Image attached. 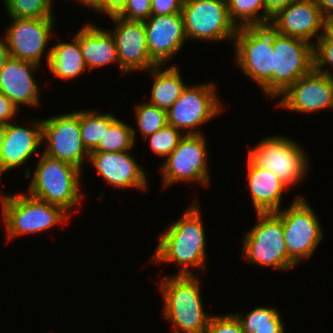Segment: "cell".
Instances as JSON below:
<instances>
[{"mask_svg": "<svg viewBox=\"0 0 333 333\" xmlns=\"http://www.w3.org/2000/svg\"><path fill=\"white\" fill-rule=\"evenodd\" d=\"M164 277L158 283L164 299L162 315L174 326L172 333H205L212 315L204 311L199 278L195 275Z\"/></svg>", "mask_w": 333, "mask_h": 333, "instance_id": "cell-2", "label": "cell"}, {"mask_svg": "<svg viewBox=\"0 0 333 333\" xmlns=\"http://www.w3.org/2000/svg\"><path fill=\"white\" fill-rule=\"evenodd\" d=\"M257 223L242 241L243 256L255 266L289 270L296 264L288 257L282 217L277 212L257 213Z\"/></svg>", "mask_w": 333, "mask_h": 333, "instance_id": "cell-6", "label": "cell"}, {"mask_svg": "<svg viewBox=\"0 0 333 333\" xmlns=\"http://www.w3.org/2000/svg\"><path fill=\"white\" fill-rule=\"evenodd\" d=\"M144 26L149 55L158 66L174 58L187 40L181 13L151 15Z\"/></svg>", "mask_w": 333, "mask_h": 333, "instance_id": "cell-18", "label": "cell"}, {"mask_svg": "<svg viewBox=\"0 0 333 333\" xmlns=\"http://www.w3.org/2000/svg\"><path fill=\"white\" fill-rule=\"evenodd\" d=\"M10 58V52L7 46L5 37L0 38V70L4 67L7 60Z\"/></svg>", "mask_w": 333, "mask_h": 333, "instance_id": "cell-41", "label": "cell"}, {"mask_svg": "<svg viewBox=\"0 0 333 333\" xmlns=\"http://www.w3.org/2000/svg\"><path fill=\"white\" fill-rule=\"evenodd\" d=\"M325 21L317 0H294L271 18L269 26L277 33L313 45L312 38L316 36L318 41L325 32Z\"/></svg>", "mask_w": 333, "mask_h": 333, "instance_id": "cell-17", "label": "cell"}, {"mask_svg": "<svg viewBox=\"0 0 333 333\" xmlns=\"http://www.w3.org/2000/svg\"><path fill=\"white\" fill-rule=\"evenodd\" d=\"M184 135V131L181 132L167 124L144 139L149 140L150 148L155 154L167 157L177 147L178 142Z\"/></svg>", "mask_w": 333, "mask_h": 333, "instance_id": "cell-32", "label": "cell"}, {"mask_svg": "<svg viewBox=\"0 0 333 333\" xmlns=\"http://www.w3.org/2000/svg\"><path fill=\"white\" fill-rule=\"evenodd\" d=\"M181 14L187 40L234 42L238 26L229 16L227 0H187Z\"/></svg>", "mask_w": 333, "mask_h": 333, "instance_id": "cell-9", "label": "cell"}, {"mask_svg": "<svg viewBox=\"0 0 333 333\" xmlns=\"http://www.w3.org/2000/svg\"><path fill=\"white\" fill-rule=\"evenodd\" d=\"M41 123L42 144H46L43 153L82 170V165L89 159L90 153L81 138L79 111L42 119Z\"/></svg>", "mask_w": 333, "mask_h": 333, "instance_id": "cell-13", "label": "cell"}, {"mask_svg": "<svg viewBox=\"0 0 333 333\" xmlns=\"http://www.w3.org/2000/svg\"><path fill=\"white\" fill-rule=\"evenodd\" d=\"M129 151L90 152V161L105 182L115 188L148 190L146 171Z\"/></svg>", "mask_w": 333, "mask_h": 333, "instance_id": "cell-19", "label": "cell"}, {"mask_svg": "<svg viewBox=\"0 0 333 333\" xmlns=\"http://www.w3.org/2000/svg\"><path fill=\"white\" fill-rule=\"evenodd\" d=\"M247 183L256 213L278 212L284 190L288 186L271 171L247 159Z\"/></svg>", "mask_w": 333, "mask_h": 333, "instance_id": "cell-22", "label": "cell"}, {"mask_svg": "<svg viewBox=\"0 0 333 333\" xmlns=\"http://www.w3.org/2000/svg\"><path fill=\"white\" fill-rule=\"evenodd\" d=\"M325 33L333 39V18L327 19L325 21Z\"/></svg>", "mask_w": 333, "mask_h": 333, "instance_id": "cell-43", "label": "cell"}, {"mask_svg": "<svg viewBox=\"0 0 333 333\" xmlns=\"http://www.w3.org/2000/svg\"><path fill=\"white\" fill-rule=\"evenodd\" d=\"M134 112L143 139L167 125V111L148 102L137 104Z\"/></svg>", "mask_w": 333, "mask_h": 333, "instance_id": "cell-31", "label": "cell"}, {"mask_svg": "<svg viewBox=\"0 0 333 333\" xmlns=\"http://www.w3.org/2000/svg\"><path fill=\"white\" fill-rule=\"evenodd\" d=\"M277 213L282 217L288 257L297 265L311 257L323 239L319 218L302 195Z\"/></svg>", "mask_w": 333, "mask_h": 333, "instance_id": "cell-8", "label": "cell"}, {"mask_svg": "<svg viewBox=\"0 0 333 333\" xmlns=\"http://www.w3.org/2000/svg\"><path fill=\"white\" fill-rule=\"evenodd\" d=\"M40 67L37 64L11 57L0 70V92L4 93L16 106L40 105L38 83L33 72Z\"/></svg>", "mask_w": 333, "mask_h": 333, "instance_id": "cell-21", "label": "cell"}, {"mask_svg": "<svg viewBox=\"0 0 333 333\" xmlns=\"http://www.w3.org/2000/svg\"><path fill=\"white\" fill-rule=\"evenodd\" d=\"M9 17L55 18L52 0H3Z\"/></svg>", "mask_w": 333, "mask_h": 333, "instance_id": "cell-30", "label": "cell"}, {"mask_svg": "<svg viewBox=\"0 0 333 333\" xmlns=\"http://www.w3.org/2000/svg\"><path fill=\"white\" fill-rule=\"evenodd\" d=\"M325 20L333 18V0H317Z\"/></svg>", "mask_w": 333, "mask_h": 333, "instance_id": "cell-40", "label": "cell"}, {"mask_svg": "<svg viewBox=\"0 0 333 333\" xmlns=\"http://www.w3.org/2000/svg\"><path fill=\"white\" fill-rule=\"evenodd\" d=\"M2 219L7 238L43 233L72 215L61 207L34 198L26 193L0 194Z\"/></svg>", "mask_w": 333, "mask_h": 333, "instance_id": "cell-4", "label": "cell"}, {"mask_svg": "<svg viewBox=\"0 0 333 333\" xmlns=\"http://www.w3.org/2000/svg\"><path fill=\"white\" fill-rule=\"evenodd\" d=\"M38 159L27 193L59 206L69 214L82 200L80 181L83 170L45 153H41Z\"/></svg>", "mask_w": 333, "mask_h": 333, "instance_id": "cell-3", "label": "cell"}, {"mask_svg": "<svg viewBox=\"0 0 333 333\" xmlns=\"http://www.w3.org/2000/svg\"><path fill=\"white\" fill-rule=\"evenodd\" d=\"M128 0H103L101 6L96 12L104 13L106 15L116 16L126 6Z\"/></svg>", "mask_w": 333, "mask_h": 333, "instance_id": "cell-38", "label": "cell"}, {"mask_svg": "<svg viewBox=\"0 0 333 333\" xmlns=\"http://www.w3.org/2000/svg\"><path fill=\"white\" fill-rule=\"evenodd\" d=\"M78 41L89 71L112 63L119 65L116 43L107 29L86 23L78 31Z\"/></svg>", "mask_w": 333, "mask_h": 333, "instance_id": "cell-23", "label": "cell"}, {"mask_svg": "<svg viewBox=\"0 0 333 333\" xmlns=\"http://www.w3.org/2000/svg\"><path fill=\"white\" fill-rule=\"evenodd\" d=\"M272 100L314 68L313 45L273 30Z\"/></svg>", "mask_w": 333, "mask_h": 333, "instance_id": "cell-12", "label": "cell"}, {"mask_svg": "<svg viewBox=\"0 0 333 333\" xmlns=\"http://www.w3.org/2000/svg\"><path fill=\"white\" fill-rule=\"evenodd\" d=\"M17 106L2 92H0V124H9L18 113ZM11 120V121H9Z\"/></svg>", "mask_w": 333, "mask_h": 333, "instance_id": "cell-37", "label": "cell"}, {"mask_svg": "<svg viewBox=\"0 0 333 333\" xmlns=\"http://www.w3.org/2000/svg\"><path fill=\"white\" fill-rule=\"evenodd\" d=\"M297 143L288 137L269 136L259 141L255 148H249L247 158L256 166L271 171L290 188L304 181L309 173L308 156Z\"/></svg>", "mask_w": 333, "mask_h": 333, "instance_id": "cell-7", "label": "cell"}, {"mask_svg": "<svg viewBox=\"0 0 333 333\" xmlns=\"http://www.w3.org/2000/svg\"><path fill=\"white\" fill-rule=\"evenodd\" d=\"M235 313L244 333H284L285 327L277 308L259 306L247 315Z\"/></svg>", "mask_w": 333, "mask_h": 333, "instance_id": "cell-26", "label": "cell"}, {"mask_svg": "<svg viewBox=\"0 0 333 333\" xmlns=\"http://www.w3.org/2000/svg\"><path fill=\"white\" fill-rule=\"evenodd\" d=\"M205 333H244L235 314L211 316Z\"/></svg>", "mask_w": 333, "mask_h": 333, "instance_id": "cell-34", "label": "cell"}, {"mask_svg": "<svg viewBox=\"0 0 333 333\" xmlns=\"http://www.w3.org/2000/svg\"><path fill=\"white\" fill-rule=\"evenodd\" d=\"M294 0H264L266 11V25L270 24L271 18L280 10L287 7Z\"/></svg>", "mask_w": 333, "mask_h": 333, "instance_id": "cell-39", "label": "cell"}, {"mask_svg": "<svg viewBox=\"0 0 333 333\" xmlns=\"http://www.w3.org/2000/svg\"><path fill=\"white\" fill-rule=\"evenodd\" d=\"M219 98L212 82L187 85L167 111V124L181 132L187 131V135L202 134L197 127L221 114L223 103Z\"/></svg>", "mask_w": 333, "mask_h": 333, "instance_id": "cell-11", "label": "cell"}, {"mask_svg": "<svg viewBox=\"0 0 333 333\" xmlns=\"http://www.w3.org/2000/svg\"><path fill=\"white\" fill-rule=\"evenodd\" d=\"M5 32L10 56L40 66L47 43L54 30L55 18L10 17Z\"/></svg>", "mask_w": 333, "mask_h": 333, "instance_id": "cell-14", "label": "cell"}, {"mask_svg": "<svg viewBox=\"0 0 333 333\" xmlns=\"http://www.w3.org/2000/svg\"><path fill=\"white\" fill-rule=\"evenodd\" d=\"M313 57L314 69L331 77L332 71L325 69V65L333 66V39L325 32L318 41H313Z\"/></svg>", "mask_w": 333, "mask_h": 333, "instance_id": "cell-33", "label": "cell"}, {"mask_svg": "<svg viewBox=\"0 0 333 333\" xmlns=\"http://www.w3.org/2000/svg\"><path fill=\"white\" fill-rule=\"evenodd\" d=\"M227 7L231 20L238 27L266 26L264 0H227ZM261 8L262 15L259 13Z\"/></svg>", "mask_w": 333, "mask_h": 333, "instance_id": "cell-29", "label": "cell"}, {"mask_svg": "<svg viewBox=\"0 0 333 333\" xmlns=\"http://www.w3.org/2000/svg\"><path fill=\"white\" fill-rule=\"evenodd\" d=\"M31 127L7 124L3 145L0 150V173L23 166L31 156L39 155L42 144V123L30 122ZM33 126V127H32ZM38 149V150H37Z\"/></svg>", "mask_w": 333, "mask_h": 333, "instance_id": "cell-20", "label": "cell"}, {"mask_svg": "<svg viewBox=\"0 0 333 333\" xmlns=\"http://www.w3.org/2000/svg\"><path fill=\"white\" fill-rule=\"evenodd\" d=\"M197 199L178 221L158 236V246L151 262L173 263L179 266L175 275H194L188 268L206 270V235ZM153 259V260H152Z\"/></svg>", "mask_w": 333, "mask_h": 333, "instance_id": "cell-1", "label": "cell"}, {"mask_svg": "<svg viewBox=\"0 0 333 333\" xmlns=\"http://www.w3.org/2000/svg\"><path fill=\"white\" fill-rule=\"evenodd\" d=\"M7 125L0 124V150L4 142Z\"/></svg>", "mask_w": 333, "mask_h": 333, "instance_id": "cell-44", "label": "cell"}, {"mask_svg": "<svg viewBox=\"0 0 333 333\" xmlns=\"http://www.w3.org/2000/svg\"><path fill=\"white\" fill-rule=\"evenodd\" d=\"M182 5V0H151V15L181 13Z\"/></svg>", "mask_w": 333, "mask_h": 333, "instance_id": "cell-36", "label": "cell"}, {"mask_svg": "<svg viewBox=\"0 0 333 333\" xmlns=\"http://www.w3.org/2000/svg\"><path fill=\"white\" fill-rule=\"evenodd\" d=\"M278 97L282 98L277 106L294 112L305 114L322 109L333 110L332 79L313 68Z\"/></svg>", "mask_w": 333, "mask_h": 333, "instance_id": "cell-15", "label": "cell"}, {"mask_svg": "<svg viewBox=\"0 0 333 333\" xmlns=\"http://www.w3.org/2000/svg\"><path fill=\"white\" fill-rule=\"evenodd\" d=\"M161 69V66L149 69L154 82L148 103L168 111L187 85L183 83L180 70L176 65L171 64L168 68Z\"/></svg>", "mask_w": 333, "mask_h": 333, "instance_id": "cell-25", "label": "cell"}, {"mask_svg": "<svg viewBox=\"0 0 333 333\" xmlns=\"http://www.w3.org/2000/svg\"><path fill=\"white\" fill-rule=\"evenodd\" d=\"M119 68L122 75L134 71H145L158 66L150 57L146 44L144 21L126 20L111 16Z\"/></svg>", "mask_w": 333, "mask_h": 333, "instance_id": "cell-16", "label": "cell"}, {"mask_svg": "<svg viewBox=\"0 0 333 333\" xmlns=\"http://www.w3.org/2000/svg\"><path fill=\"white\" fill-rule=\"evenodd\" d=\"M206 147L204 134H185L160 167L164 187L185 181L207 187L210 175Z\"/></svg>", "mask_w": 333, "mask_h": 333, "instance_id": "cell-10", "label": "cell"}, {"mask_svg": "<svg viewBox=\"0 0 333 333\" xmlns=\"http://www.w3.org/2000/svg\"><path fill=\"white\" fill-rule=\"evenodd\" d=\"M115 118L110 112L97 114L93 110L79 111L81 138L89 153L97 148L109 124Z\"/></svg>", "mask_w": 333, "mask_h": 333, "instance_id": "cell-27", "label": "cell"}, {"mask_svg": "<svg viewBox=\"0 0 333 333\" xmlns=\"http://www.w3.org/2000/svg\"><path fill=\"white\" fill-rule=\"evenodd\" d=\"M135 133L136 130L133 126L115 118L109 124L97 148L92 152L131 151L136 142L135 138H137Z\"/></svg>", "mask_w": 333, "mask_h": 333, "instance_id": "cell-28", "label": "cell"}, {"mask_svg": "<svg viewBox=\"0 0 333 333\" xmlns=\"http://www.w3.org/2000/svg\"><path fill=\"white\" fill-rule=\"evenodd\" d=\"M232 44L240 70L272 99L273 29L269 25L238 27Z\"/></svg>", "mask_w": 333, "mask_h": 333, "instance_id": "cell-5", "label": "cell"}, {"mask_svg": "<svg viewBox=\"0 0 333 333\" xmlns=\"http://www.w3.org/2000/svg\"><path fill=\"white\" fill-rule=\"evenodd\" d=\"M71 41H60L53 45L46 57L52 74L64 80L75 78L87 69L79 46L78 32Z\"/></svg>", "mask_w": 333, "mask_h": 333, "instance_id": "cell-24", "label": "cell"}, {"mask_svg": "<svg viewBox=\"0 0 333 333\" xmlns=\"http://www.w3.org/2000/svg\"><path fill=\"white\" fill-rule=\"evenodd\" d=\"M117 16L126 20L145 21L151 16V0H128Z\"/></svg>", "mask_w": 333, "mask_h": 333, "instance_id": "cell-35", "label": "cell"}, {"mask_svg": "<svg viewBox=\"0 0 333 333\" xmlns=\"http://www.w3.org/2000/svg\"><path fill=\"white\" fill-rule=\"evenodd\" d=\"M80 4L87 6L96 11L102 4L103 0H78Z\"/></svg>", "mask_w": 333, "mask_h": 333, "instance_id": "cell-42", "label": "cell"}]
</instances>
